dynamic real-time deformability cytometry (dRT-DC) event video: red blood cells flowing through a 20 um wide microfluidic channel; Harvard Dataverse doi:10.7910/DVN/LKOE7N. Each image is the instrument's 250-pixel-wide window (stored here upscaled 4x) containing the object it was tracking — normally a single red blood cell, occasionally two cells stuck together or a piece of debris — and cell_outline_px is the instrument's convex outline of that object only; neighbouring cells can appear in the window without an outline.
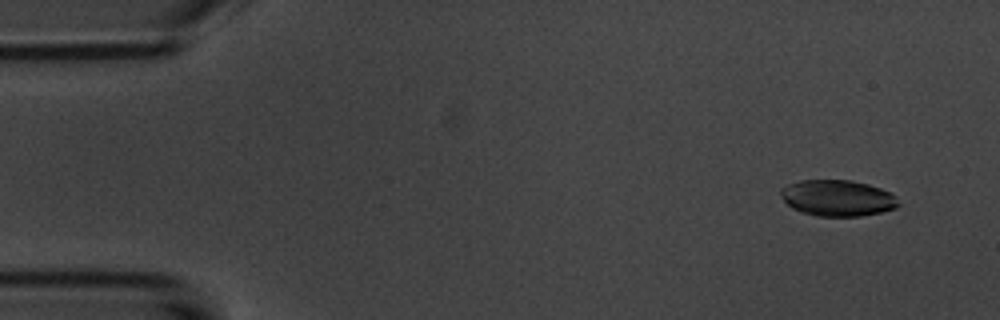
{"species": "common noctule bat (a hibernating species)", "species_latin": "Nyctalus noctula", "temperature_condition": "room temperature", "stored_images_in_passage": 54, "camera_frame_rate_fps": 3000, "um_per_image_px": 0.085, "animal": {"sex": "male", "body_mass_g": 20.1, "forearm_length_mm": 53.5}, "frame": {"image": 1, "passage_image": 4, "time_ms": 1.0, "image_size_px": [1000, 320], "cell_outline_px": [[900, 204], [896, 208], [880, 212], [860, 216], [816, 216], [800, 212], [792, 208], [780, 196], [780, 188], [788, 184], [800, 180], [852, 180], [868, 184], [892, 192], [896, 196]], "centroid_in_image_um": [71.19, 16.83], "position_along_channel_um": 13.8, "area_um2": 25.03}}
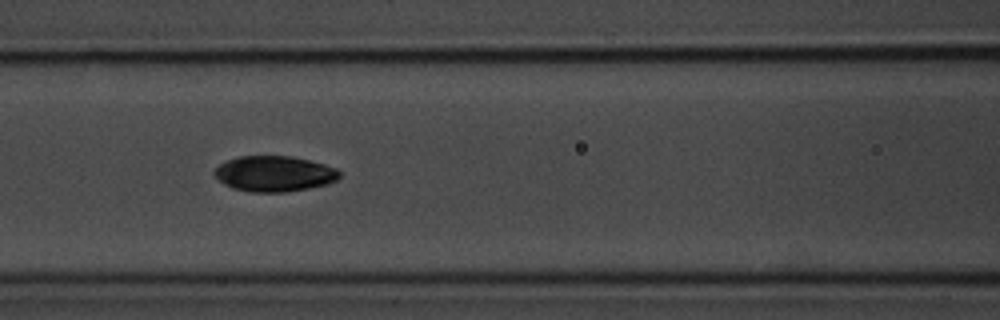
{"frame": {"image": 2, "passage_image": 23, "time_ms": 7.333, "image_size_px": [1000, 320], "cell_outline_px": [[340, 176], [336, 180], [328, 184], [308, 188], [284, 192], [252, 192], [232, 188], [224, 184], [212, 172], [220, 164], [228, 160], [240, 156], [292, 156], [324, 164], [336, 168], [340, 172]], "centroid_in_image_um": [23.32, 14.77], "position_along_channel_um": 143.3, "area_um2": 25.84}}
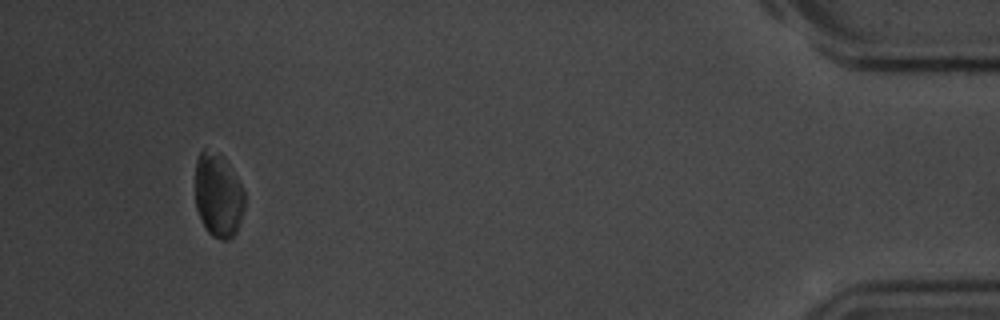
{"frame": {"image": 3, "passage_image": 51, "time_ms": 16.667, "image_size_px": [1000, 320], "cell_outline_px": [[244, 208], [236, 232], [232, 240], [220, 240], [212, 236], [204, 228], [200, 220], [196, 208], [196, 160], [200, 152], [204, 148], [224, 156], [240, 184], [244, 192]], "centroid_in_image_um": [18.54, 16.63], "position_along_channel_um": 416.7, "area_um2": 24.28}, "authors_computed_cell_mechanics": {"area_um2": 25.0563, "velocity_mm_per_s": 3.6967, "shape_relaxation_time_tau1_ms": 2.0085, "shape_relaxation_time_tau2_ms": null, "deformation_change_tau1": 0.0749, "deformation_change_tau2": null}}